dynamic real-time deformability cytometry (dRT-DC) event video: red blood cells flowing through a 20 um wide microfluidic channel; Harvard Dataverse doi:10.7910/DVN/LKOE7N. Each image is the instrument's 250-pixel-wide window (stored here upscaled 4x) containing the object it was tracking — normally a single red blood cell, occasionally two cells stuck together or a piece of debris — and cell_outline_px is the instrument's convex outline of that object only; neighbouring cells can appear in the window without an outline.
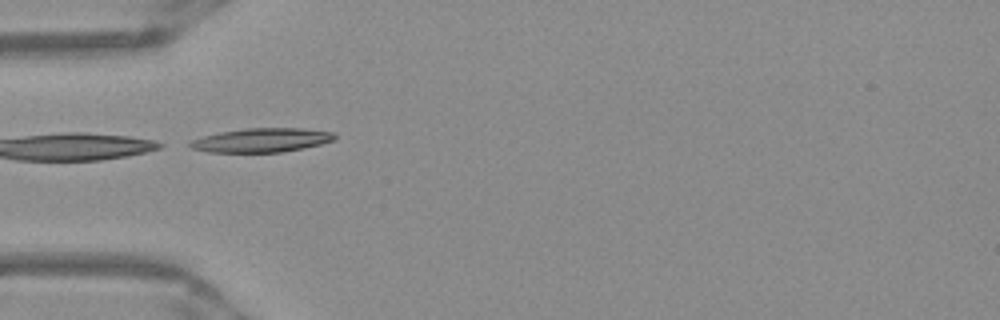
{"species": "Egyptian fruit bat (a non-hibernating species)", "species_latin": "Rousettus aegyptiacus", "temperature_condition": "warm", "stored_images_in_passage": 36, "camera_frame_rate_fps": 3000, "um_per_image_px": 0.085, "frame": {"image": 1, "passage_image": 1, "time_ms": 0.0, "image_size_px": [1000, 320], "cell_outline_px": [[336, 136], [332, 140], [320, 144], [304, 148], [280, 152], [208, 152], [192, 148], [188, 144], [192, 140], [204, 136], [220, 132], [244, 128], [304, 128], [332, 132]], "centroid_in_image_um": [22.23, 11.91], "position_along_channel_um": 62.8, "area_um2": 20.06}}
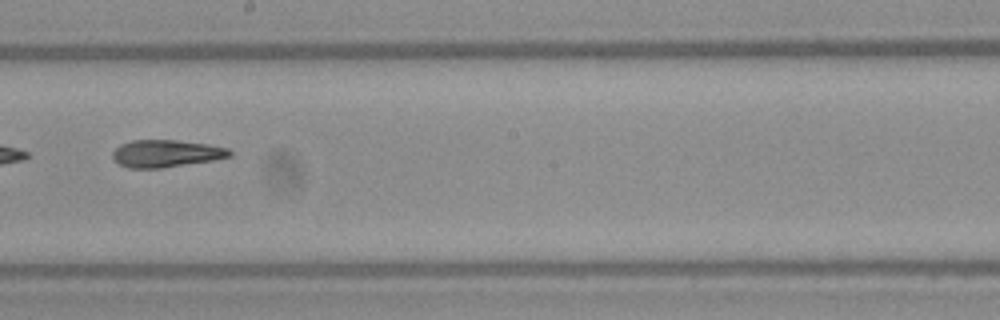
{"frame": {"image": 2, "passage_image": 14, "time_ms": 4.333, "image_size_px": [1000, 320], "cell_outline_px": [[232, 156], [212, 160], [160, 168], [128, 168], [112, 160], [112, 152], [120, 144], [132, 140], [176, 140], [208, 144], [228, 148], [232, 152]], "centroid_in_image_um": [14.09, 13.04], "position_along_channel_um": 234.1, "area_um2": 18.61}}
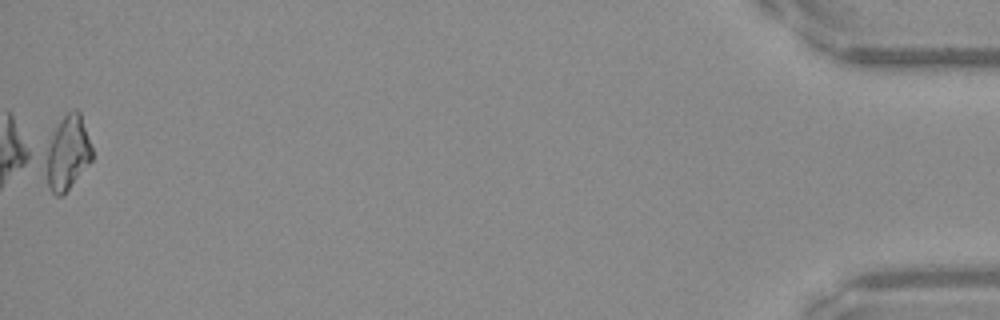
{"frame": {"image": 3, "passage_image": 36, "time_ms": 11.667, "image_size_px": [1000, 320], "cell_outline_px": [[92, 160], [68, 188], [60, 196], [56, 196], [52, 192], [48, 184], [40, 156], [40, 152], [60, 120], [68, 112], [76, 108], [80, 112], [92, 148]], "centroid_in_image_um": [5.64, 12.97], "position_along_channel_um": 429.6, "area_um2": 20.63}}